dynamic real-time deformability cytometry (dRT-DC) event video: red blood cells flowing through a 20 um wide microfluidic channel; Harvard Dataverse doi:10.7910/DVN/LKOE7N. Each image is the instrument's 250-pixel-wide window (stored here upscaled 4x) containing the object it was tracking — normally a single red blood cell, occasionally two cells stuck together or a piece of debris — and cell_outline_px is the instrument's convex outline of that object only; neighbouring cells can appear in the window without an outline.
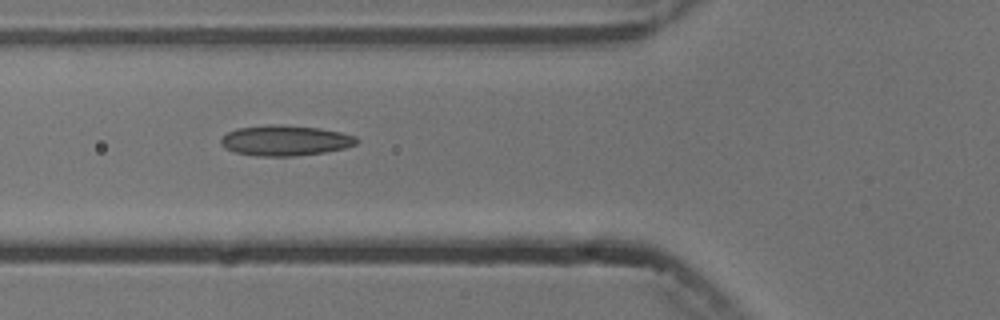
{"species": "common noctule bat (a hibernating species)", "species_latin": "Nyctalus noctula", "temperature_condition": "cold", "stored_images_in_passage": 8, "camera_frame_rate_fps": 3000, "um_per_image_px": 0.085, "animal": {"sex": "male", "body_mass_g": 13.3}, "frame": {"image": 1, "passage_image": 7, "time_ms": 8.0, "image_size_px": [1000, 320], "cell_outline_px": [[360, 140], [356, 144], [344, 148], [324, 152], [296, 156], [256, 156], [236, 152], [224, 148], [220, 144], [220, 140], [228, 132], [236, 128], [272, 124], [280, 124], [320, 128], [340, 132], [356, 136]], "centroid_in_image_um": [24.24, 11.94], "position_along_channel_um": 101.6, "area_um2": 24.16}}
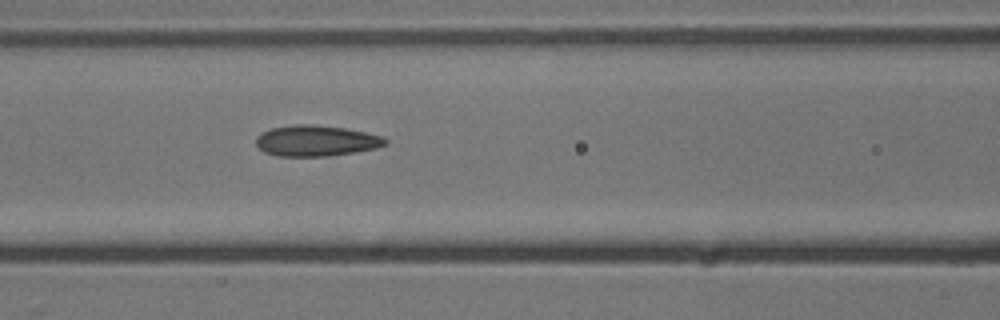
{"frame": {"image": 2, "passage_image": 8, "time_ms": 9.0, "image_size_px": [1000, 320], "cell_outline_px": [[388, 144], [376, 148], [328, 156], [276, 156], [264, 152], [256, 144], [256, 136], [272, 128], [296, 124], [316, 124], [344, 128], [384, 136], [388, 140]], "centroid_in_image_um": [26.88, 11.96], "position_along_channel_um": 139.7, "area_um2": 23.24}}